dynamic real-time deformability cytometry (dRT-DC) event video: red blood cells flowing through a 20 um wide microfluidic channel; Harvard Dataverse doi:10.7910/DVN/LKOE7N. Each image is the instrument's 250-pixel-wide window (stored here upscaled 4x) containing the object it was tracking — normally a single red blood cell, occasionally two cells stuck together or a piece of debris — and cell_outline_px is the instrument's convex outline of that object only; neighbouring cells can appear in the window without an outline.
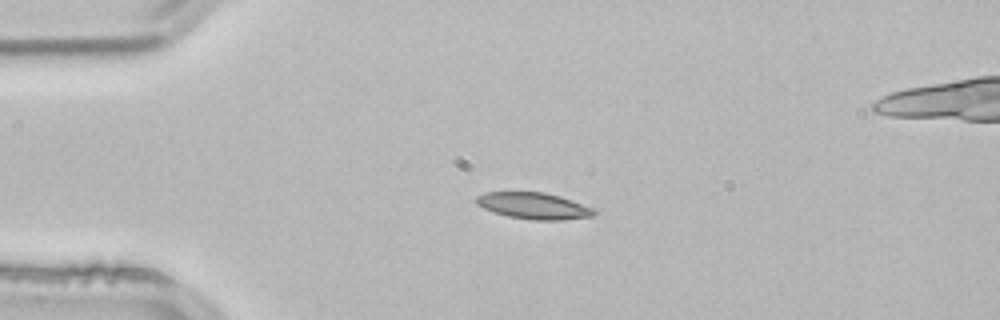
{"species": "common noctule bat (a hibernating species)", "species_latin": "Nyctalus noctula", "temperature_condition": "room temperature", "stored_images_in_passage": 3, "camera_frame_rate_fps": 3000, "um_per_image_px": 0.085, "animal": {"sex": "male", "body_mass_g": 21.5, "forearm_length_mm": 52.0}, "frame": {"image": 1, "passage_image": 2, "time_ms": 0.333, "image_size_px": [1000, 320], "cell_outline_px": [[596, 212], [592, 216], [560, 220], [532, 220], [508, 216], [484, 208], [476, 204], [476, 196], [484, 192], [544, 192], [560, 196], [572, 200], [592, 208]], "centroid_in_image_um": [45.34, 17.49], "position_along_channel_um": 39.7, "area_um2": 17.98}}